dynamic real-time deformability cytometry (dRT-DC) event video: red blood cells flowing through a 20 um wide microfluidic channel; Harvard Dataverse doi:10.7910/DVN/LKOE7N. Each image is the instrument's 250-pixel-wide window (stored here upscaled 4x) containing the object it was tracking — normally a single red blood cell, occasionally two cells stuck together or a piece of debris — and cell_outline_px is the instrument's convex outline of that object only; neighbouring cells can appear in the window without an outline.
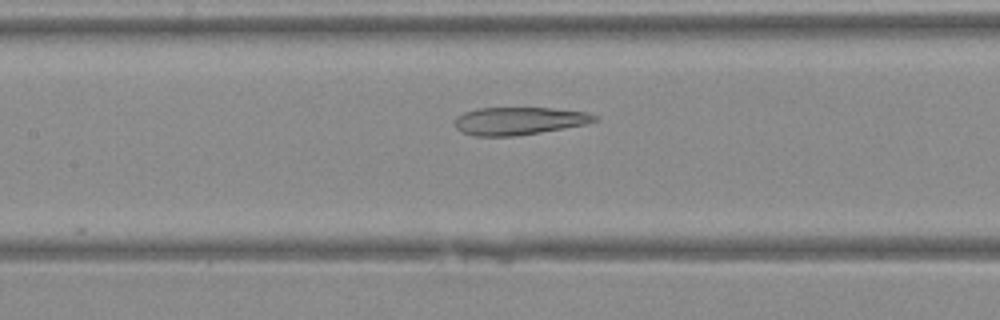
{"species": "Egyptian fruit bat (a non-hibernating species)", "species_latin": "Rousettus aegyptiacus", "temperature_condition": "warm", "stored_images_in_passage": 27, "camera_frame_rate_fps": 3000, "um_per_image_px": 0.085, "animal": {"sex": "female"}, "frame": {"image": 1, "passage_image": 8, "time_ms": 2.333, "image_size_px": [1000, 320], "cell_outline_px": [[600, 120], [584, 124], [540, 132], [512, 136], [472, 136], [460, 132], [456, 128], [456, 116], [464, 112], [476, 108], [552, 108], [588, 112], [600, 116]], "centroid_in_image_um": [44.12, 10.27], "position_along_channel_um": 163.3, "area_um2": 22.66}}
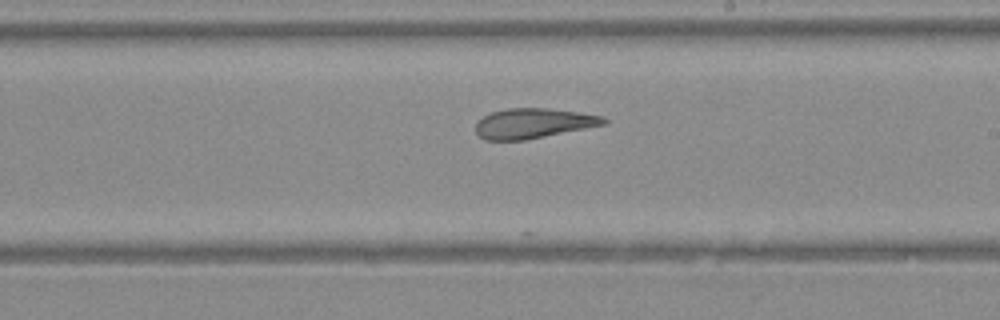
{"frame": {"image": 2, "passage_image": 13, "time_ms": 4.0, "image_size_px": [1000, 320], "cell_outline_px": [[608, 120], [604, 124], [524, 140], [484, 140], [476, 132], [476, 120], [492, 112], [508, 108], [548, 108], [604, 116]], "centroid_in_image_um": [45.28, 10.47], "position_along_channel_um": 243.7, "area_um2": 22.08}}
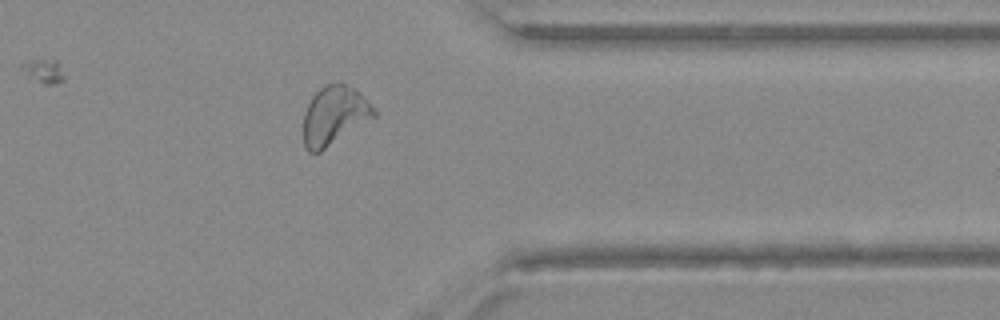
{"frame": {"image": 3, "passage_image": 22, "time_ms": 7.0, "image_size_px": [1000, 320], "cell_outline_px": [[376, 116], [320, 152], [308, 152], [304, 148], [304, 112], [312, 96], [324, 84], [344, 84], [360, 92], [376, 112]], "centroid_in_image_um": [28.39, 9.83], "position_along_channel_um": 383.0, "area_um2": 23.81}}